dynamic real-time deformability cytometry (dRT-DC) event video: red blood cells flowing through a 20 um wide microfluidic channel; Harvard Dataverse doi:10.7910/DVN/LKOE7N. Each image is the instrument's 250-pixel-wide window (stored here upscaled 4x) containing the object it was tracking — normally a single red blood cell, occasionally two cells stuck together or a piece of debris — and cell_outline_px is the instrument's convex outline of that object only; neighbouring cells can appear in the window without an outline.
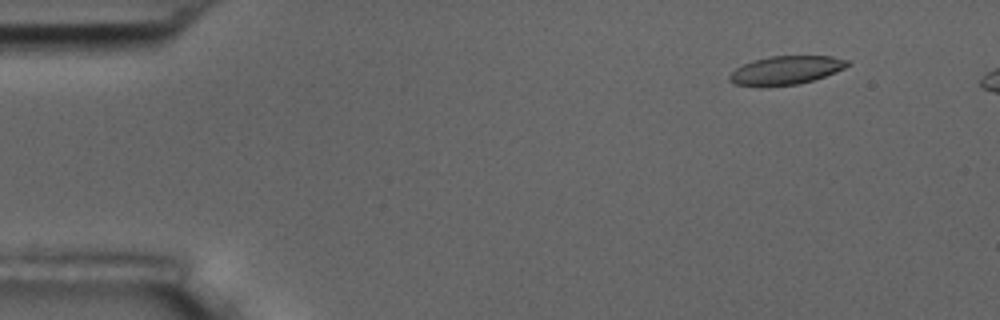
{"species": "common noctule bat (a hibernating species)", "species_latin": "Nyctalus noctula", "temperature_condition": "room temperature", "stored_images_in_passage": 6, "camera_frame_rate_fps": 3000, "um_per_image_px": 0.085, "animal": {"sex": "male", "body_mass_g": 17.5, "forearm_length_mm": 52.3}, "frame": {"image": 1, "passage_image": 2, "time_ms": 1.0, "image_size_px": [1000, 320], "cell_outline_px": [[852, 64], [836, 72], [812, 80], [796, 84], [768, 88], [756, 88], [736, 84], [728, 80], [728, 76], [736, 68], [744, 64], [756, 60], [772, 56], [832, 56], [848, 60]], "centroid_in_image_um": [66.78, 6.0], "position_along_channel_um": 18.2, "area_um2": 19.88}}